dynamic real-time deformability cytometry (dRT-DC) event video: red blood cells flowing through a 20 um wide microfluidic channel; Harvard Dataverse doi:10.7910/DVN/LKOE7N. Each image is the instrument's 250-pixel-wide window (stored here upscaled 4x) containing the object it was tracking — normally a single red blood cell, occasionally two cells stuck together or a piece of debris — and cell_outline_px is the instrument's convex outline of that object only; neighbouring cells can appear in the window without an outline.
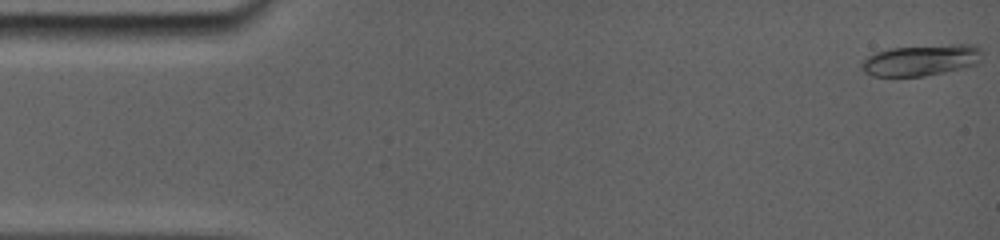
{"species": "common noctule bat (a hibernating species)", "species_latin": "Nyctalus noctula", "temperature_condition": "room temperature", "stored_images_in_passage": 25, "camera_frame_rate_fps": 5000, "um_per_image_px": 0.085, "animal": {"sex": "female", "body_mass_g": 19.0, "forearm_length_mm": 56.7}, "frame": {"image": 1, "passage_image": 1, "time_ms": 0.0, "image_size_px": [1000, 240], "cell_outline_px": [[980, 60], [976, 64], [944, 72], [924, 76], [872, 76], [864, 72], [860, 68], [860, 64], [868, 56], [876, 52], [888, 48], [952, 44], [976, 44], [980, 48]], "centroid_in_image_um": [78.26, 5.11], "position_along_channel_um": 6.7, "area_um2": 21.91}}
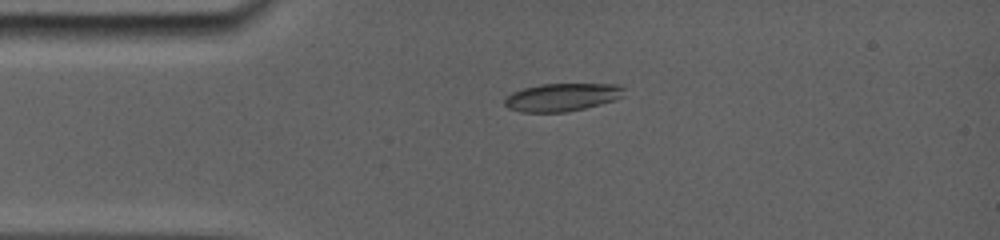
{"frame": {"image": 2, "passage_image": 16, "time_ms": 3.4, "image_size_px": [1000, 240], "cell_outline_px": [[628, 88], [624, 96], [616, 100], [584, 108], [564, 112], [524, 112], [508, 108], [504, 104], [504, 96], [520, 88], [540, 84], [620, 84]], "centroid_in_image_um": [47.8, 8.24], "position_along_channel_um": 37.2, "area_um2": 19.83}}
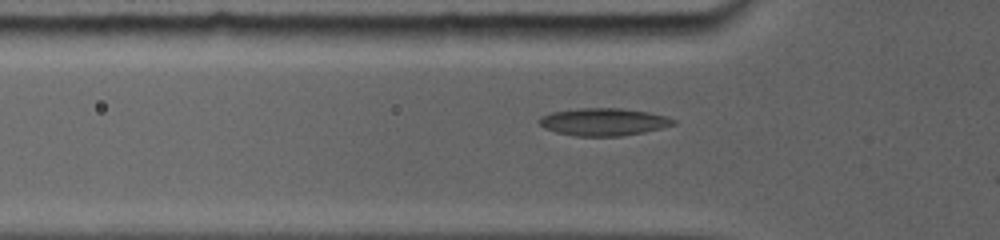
{"frame": {"image": 3, "passage_image": 24, "time_ms": 5.0, "image_size_px": [1000, 240], "cell_outline_px": [[676, 124], [660, 128], [620, 136], [576, 136], [560, 132], [548, 128], [540, 124], [540, 116], [552, 112], [576, 108], [620, 108], [644, 112], [664, 116], [676, 120]], "centroid_in_image_um": [51.3, 10.35], "position_along_channel_um": 74.5, "area_um2": 20.92}}